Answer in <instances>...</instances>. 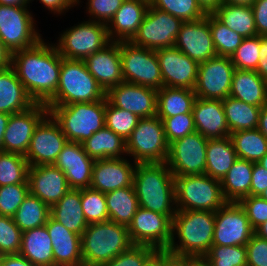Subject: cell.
Wrapping results in <instances>:
<instances>
[{
	"mask_svg": "<svg viewBox=\"0 0 267 266\" xmlns=\"http://www.w3.org/2000/svg\"><path fill=\"white\" fill-rule=\"evenodd\" d=\"M267 188V170L258 163H254L250 195L260 196Z\"/></svg>",
	"mask_w": 267,
	"mask_h": 266,
	"instance_id": "obj_57",
	"label": "cell"
},
{
	"mask_svg": "<svg viewBox=\"0 0 267 266\" xmlns=\"http://www.w3.org/2000/svg\"><path fill=\"white\" fill-rule=\"evenodd\" d=\"M172 226L173 220L167 215L138 207L128 231L133 244L165 253L172 240Z\"/></svg>",
	"mask_w": 267,
	"mask_h": 266,
	"instance_id": "obj_14",
	"label": "cell"
},
{
	"mask_svg": "<svg viewBox=\"0 0 267 266\" xmlns=\"http://www.w3.org/2000/svg\"><path fill=\"white\" fill-rule=\"evenodd\" d=\"M159 118L162 120L168 143L196 131L192 112Z\"/></svg>",
	"mask_w": 267,
	"mask_h": 266,
	"instance_id": "obj_52",
	"label": "cell"
},
{
	"mask_svg": "<svg viewBox=\"0 0 267 266\" xmlns=\"http://www.w3.org/2000/svg\"><path fill=\"white\" fill-rule=\"evenodd\" d=\"M19 254L35 265L54 266L52 241L46 225L22 233Z\"/></svg>",
	"mask_w": 267,
	"mask_h": 266,
	"instance_id": "obj_32",
	"label": "cell"
},
{
	"mask_svg": "<svg viewBox=\"0 0 267 266\" xmlns=\"http://www.w3.org/2000/svg\"><path fill=\"white\" fill-rule=\"evenodd\" d=\"M209 25L217 55L231 57L244 38L225 26L213 14H209Z\"/></svg>",
	"mask_w": 267,
	"mask_h": 266,
	"instance_id": "obj_43",
	"label": "cell"
},
{
	"mask_svg": "<svg viewBox=\"0 0 267 266\" xmlns=\"http://www.w3.org/2000/svg\"><path fill=\"white\" fill-rule=\"evenodd\" d=\"M212 14L243 38L257 35L251 6L221 4Z\"/></svg>",
	"mask_w": 267,
	"mask_h": 266,
	"instance_id": "obj_38",
	"label": "cell"
},
{
	"mask_svg": "<svg viewBox=\"0 0 267 266\" xmlns=\"http://www.w3.org/2000/svg\"><path fill=\"white\" fill-rule=\"evenodd\" d=\"M120 57L124 82L159 90L163 80L156 51L139 47L130 41L120 42Z\"/></svg>",
	"mask_w": 267,
	"mask_h": 266,
	"instance_id": "obj_10",
	"label": "cell"
},
{
	"mask_svg": "<svg viewBox=\"0 0 267 266\" xmlns=\"http://www.w3.org/2000/svg\"><path fill=\"white\" fill-rule=\"evenodd\" d=\"M83 61L87 70L105 92L124 82L120 57V42L111 41L102 50L89 55Z\"/></svg>",
	"mask_w": 267,
	"mask_h": 266,
	"instance_id": "obj_25",
	"label": "cell"
},
{
	"mask_svg": "<svg viewBox=\"0 0 267 266\" xmlns=\"http://www.w3.org/2000/svg\"><path fill=\"white\" fill-rule=\"evenodd\" d=\"M245 246L247 266H267V240L254 234Z\"/></svg>",
	"mask_w": 267,
	"mask_h": 266,
	"instance_id": "obj_55",
	"label": "cell"
},
{
	"mask_svg": "<svg viewBox=\"0 0 267 266\" xmlns=\"http://www.w3.org/2000/svg\"><path fill=\"white\" fill-rule=\"evenodd\" d=\"M196 98L192 89L163 86L157 90L156 115L158 117H171L192 112Z\"/></svg>",
	"mask_w": 267,
	"mask_h": 266,
	"instance_id": "obj_36",
	"label": "cell"
},
{
	"mask_svg": "<svg viewBox=\"0 0 267 266\" xmlns=\"http://www.w3.org/2000/svg\"><path fill=\"white\" fill-rule=\"evenodd\" d=\"M132 245L128 227L110 220L90 223L81 236L83 266H101Z\"/></svg>",
	"mask_w": 267,
	"mask_h": 266,
	"instance_id": "obj_4",
	"label": "cell"
},
{
	"mask_svg": "<svg viewBox=\"0 0 267 266\" xmlns=\"http://www.w3.org/2000/svg\"><path fill=\"white\" fill-rule=\"evenodd\" d=\"M169 143L162 120L156 115L140 118L131 136L126 140V156L136 163H164ZM129 154V155H128Z\"/></svg>",
	"mask_w": 267,
	"mask_h": 266,
	"instance_id": "obj_8",
	"label": "cell"
},
{
	"mask_svg": "<svg viewBox=\"0 0 267 266\" xmlns=\"http://www.w3.org/2000/svg\"><path fill=\"white\" fill-rule=\"evenodd\" d=\"M31 0H0V5L7 6H28Z\"/></svg>",
	"mask_w": 267,
	"mask_h": 266,
	"instance_id": "obj_67",
	"label": "cell"
},
{
	"mask_svg": "<svg viewBox=\"0 0 267 266\" xmlns=\"http://www.w3.org/2000/svg\"><path fill=\"white\" fill-rule=\"evenodd\" d=\"M22 233L12 217L0 215V255L19 254Z\"/></svg>",
	"mask_w": 267,
	"mask_h": 266,
	"instance_id": "obj_51",
	"label": "cell"
},
{
	"mask_svg": "<svg viewBox=\"0 0 267 266\" xmlns=\"http://www.w3.org/2000/svg\"><path fill=\"white\" fill-rule=\"evenodd\" d=\"M253 162L238 158L221 180L222 192L227 202H239L250 196Z\"/></svg>",
	"mask_w": 267,
	"mask_h": 266,
	"instance_id": "obj_34",
	"label": "cell"
},
{
	"mask_svg": "<svg viewBox=\"0 0 267 266\" xmlns=\"http://www.w3.org/2000/svg\"><path fill=\"white\" fill-rule=\"evenodd\" d=\"M149 5L180 18L183 22H194L206 16L196 0H149Z\"/></svg>",
	"mask_w": 267,
	"mask_h": 266,
	"instance_id": "obj_44",
	"label": "cell"
},
{
	"mask_svg": "<svg viewBox=\"0 0 267 266\" xmlns=\"http://www.w3.org/2000/svg\"><path fill=\"white\" fill-rule=\"evenodd\" d=\"M183 23L180 18L149 5L130 42L151 50L174 46Z\"/></svg>",
	"mask_w": 267,
	"mask_h": 266,
	"instance_id": "obj_12",
	"label": "cell"
},
{
	"mask_svg": "<svg viewBox=\"0 0 267 266\" xmlns=\"http://www.w3.org/2000/svg\"><path fill=\"white\" fill-rule=\"evenodd\" d=\"M87 10L90 14V21L109 24L116 11L125 0H87ZM93 19V20H92Z\"/></svg>",
	"mask_w": 267,
	"mask_h": 266,
	"instance_id": "obj_53",
	"label": "cell"
},
{
	"mask_svg": "<svg viewBox=\"0 0 267 266\" xmlns=\"http://www.w3.org/2000/svg\"><path fill=\"white\" fill-rule=\"evenodd\" d=\"M257 163L267 170V153Z\"/></svg>",
	"mask_w": 267,
	"mask_h": 266,
	"instance_id": "obj_70",
	"label": "cell"
},
{
	"mask_svg": "<svg viewBox=\"0 0 267 266\" xmlns=\"http://www.w3.org/2000/svg\"><path fill=\"white\" fill-rule=\"evenodd\" d=\"M192 113L196 131L205 138L230 136L222 100L196 98Z\"/></svg>",
	"mask_w": 267,
	"mask_h": 266,
	"instance_id": "obj_26",
	"label": "cell"
},
{
	"mask_svg": "<svg viewBox=\"0 0 267 266\" xmlns=\"http://www.w3.org/2000/svg\"><path fill=\"white\" fill-rule=\"evenodd\" d=\"M237 159L230 137L208 139L205 174L221 181Z\"/></svg>",
	"mask_w": 267,
	"mask_h": 266,
	"instance_id": "obj_33",
	"label": "cell"
},
{
	"mask_svg": "<svg viewBox=\"0 0 267 266\" xmlns=\"http://www.w3.org/2000/svg\"><path fill=\"white\" fill-rule=\"evenodd\" d=\"M47 108L70 142L82 143L105 126L106 98Z\"/></svg>",
	"mask_w": 267,
	"mask_h": 266,
	"instance_id": "obj_6",
	"label": "cell"
},
{
	"mask_svg": "<svg viewBox=\"0 0 267 266\" xmlns=\"http://www.w3.org/2000/svg\"><path fill=\"white\" fill-rule=\"evenodd\" d=\"M174 46L198 64L217 55L209 25V14L194 22H184Z\"/></svg>",
	"mask_w": 267,
	"mask_h": 266,
	"instance_id": "obj_20",
	"label": "cell"
},
{
	"mask_svg": "<svg viewBox=\"0 0 267 266\" xmlns=\"http://www.w3.org/2000/svg\"><path fill=\"white\" fill-rule=\"evenodd\" d=\"M62 56L41 39L35 46L11 55V67L35 103L46 104L59 85Z\"/></svg>",
	"mask_w": 267,
	"mask_h": 266,
	"instance_id": "obj_1",
	"label": "cell"
},
{
	"mask_svg": "<svg viewBox=\"0 0 267 266\" xmlns=\"http://www.w3.org/2000/svg\"><path fill=\"white\" fill-rule=\"evenodd\" d=\"M254 235L244 209L237 202H227L215 212L212 245L245 246Z\"/></svg>",
	"mask_w": 267,
	"mask_h": 266,
	"instance_id": "obj_16",
	"label": "cell"
},
{
	"mask_svg": "<svg viewBox=\"0 0 267 266\" xmlns=\"http://www.w3.org/2000/svg\"><path fill=\"white\" fill-rule=\"evenodd\" d=\"M215 213L181 210L173 217L172 240L165 254L169 257L205 256L213 242ZM178 237L177 242H175Z\"/></svg>",
	"mask_w": 267,
	"mask_h": 266,
	"instance_id": "obj_3",
	"label": "cell"
},
{
	"mask_svg": "<svg viewBox=\"0 0 267 266\" xmlns=\"http://www.w3.org/2000/svg\"><path fill=\"white\" fill-rule=\"evenodd\" d=\"M11 53L4 46L3 41L0 39V69L11 66Z\"/></svg>",
	"mask_w": 267,
	"mask_h": 266,
	"instance_id": "obj_63",
	"label": "cell"
},
{
	"mask_svg": "<svg viewBox=\"0 0 267 266\" xmlns=\"http://www.w3.org/2000/svg\"><path fill=\"white\" fill-rule=\"evenodd\" d=\"M158 266H181V265L175 258L169 257L165 253H160L158 255Z\"/></svg>",
	"mask_w": 267,
	"mask_h": 266,
	"instance_id": "obj_65",
	"label": "cell"
},
{
	"mask_svg": "<svg viewBox=\"0 0 267 266\" xmlns=\"http://www.w3.org/2000/svg\"><path fill=\"white\" fill-rule=\"evenodd\" d=\"M257 129L267 138V105L261 107Z\"/></svg>",
	"mask_w": 267,
	"mask_h": 266,
	"instance_id": "obj_64",
	"label": "cell"
},
{
	"mask_svg": "<svg viewBox=\"0 0 267 266\" xmlns=\"http://www.w3.org/2000/svg\"><path fill=\"white\" fill-rule=\"evenodd\" d=\"M50 217V207L38 197L28 194L18 207L13 219L22 232L46 224Z\"/></svg>",
	"mask_w": 267,
	"mask_h": 266,
	"instance_id": "obj_41",
	"label": "cell"
},
{
	"mask_svg": "<svg viewBox=\"0 0 267 266\" xmlns=\"http://www.w3.org/2000/svg\"><path fill=\"white\" fill-rule=\"evenodd\" d=\"M230 133L256 129L261 107L228 96L222 100Z\"/></svg>",
	"mask_w": 267,
	"mask_h": 266,
	"instance_id": "obj_39",
	"label": "cell"
},
{
	"mask_svg": "<svg viewBox=\"0 0 267 266\" xmlns=\"http://www.w3.org/2000/svg\"><path fill=\"white\" fill-rule=\"evenodd\" d=\"M130 162L124 156L95 160L90 188L106 194L122 187L133 186L137 163Z\"/></svg>",
	"mask_w": 267,
	"mask_h": 266,
	"instance_id": "obj_22",
	"label": "cell"
},
{
	"mask_svg": "<svg viewBox=\"0 0 267 266\" xmlns=\"http://www.w3.org/2000/svg\"><path fill=\"white\" fill-rule=\"evenodd\" d=\"M34 104L14 69L11 66L0 69V113H19Z\"/></svg>",
	"mask_w": 267,
	"mask_h": 266,
	"instance_id": "obj_29",
	"label": "cell"
},
{
	"mask_svg": "<svg viewBox=\"0 0 267 266\" xmlns=\"http://www.w3.org/2000/svg\"><path fill=\"white\" fill-rule=\"evenodd\" d=\"M133 186L139 207L167 215L176 214L174 175L164 163H137Z\"/></svg>",
	"mask_w": 267,
	"mask_h": 266,
	"instance_id": "obj_2",
	"label": "cell"
},
{
	"mask_svg": "<svg viewBox=\"0 0 267 266\" xmlns=\"http://www.w3.org/2000/svg\"><path fill=\"white\" fill-rule=\"evenodd\" d=\"M45 225L52 241L54 266H83L81 236L51 216Z\"/></svg>",
	"mask_w": 267,
	"mask_h": 266,
	"instance_id": "obj_27",
	"label": "cell"
},
{
	"mask_svg": "<svg viewBox=\"0 0 267 266\" xmlns=\"http://www.w3.org/2000/svg\"><path fill=\"white\" fill-rule=\"evenodd\" d=\"M205 256L211 266H247L246 246L212 245Z\"/></svg>",
	"mask_w": 267,
	"mask_h": 266,
	"instance_id": "obj_48",
	"label": "cell"
},
{
	"mask_svg": "<svg viewBox=\"0 0 267 266\" xmlns=\"http://www.w3.org/2000/svg\"><path fill=\"white\" fill-rule=\"evenodd\" d=\"M251 7L257 35L267 36V0H256Z\"/></svg>",
	"mask_w": 267,
	"mask_h": 266,
	"instance_id": "obj_56",
	"label": "cell"
},
{
	"mask_svg": "<svg viewBox=\"0 0 267 266\" xmlns=\"http://www.w3.org/2000/svg\"><path fill=\"white\" fill-rule=\"evenodd\" d=\"M238 158L257 163L267 153V138L256 128L230 133Z\"/></svg>",
	"mask_w": 267,
	"mask_h": 266,
	"instance_id": "obj_40",
	"label": "cell"
},
{
	"mask_svg": "<svg viewBox=\"0 0 267 266\" xmlns=\"http://www.w3.org/2000/svg\"><path fill=\"white\" fill-rule=\"evenodd\" d=\"M254 234L259 238L267 240V221L260 224L255 230Z\"/></svg>",
	"mask_w": 267,
	"mask_h": 266,
	"instance_id": "obj_68",
	"label": "cell"
},
{
	"mask_svg": "<svg viewBox=\"0 0 267 266\" xmlns=\"http://www.w3.org/2000/svg\"><path fill=\"white\" fill-rule=\"evenodd\" d=\"M107 100L115 107L136 114L140 118L156 116L157 90L122 82L106 92Z\"/></svg>",
	"mask_w": 267,
	"mask_h": 266,
	"instance_id": "obj_21",
	"label": "cell"
},
{
	"mask_svg": "<svg viewBox=\"0 0 267 266\" xmlns=\"http://www.w3.org/2000/svg\"><path fill=\"white\" fill-rule=\"evenodd\" d=\"M139 119L136 114L113 106L106 98L105 126L125 141L131 136Z\"/></svg>",
	"mask_w": 267,
	"mask_h": 266,
	"instance_id": "obj_45",
	"label": "cell"
},
{
	"mask_svg": "<svg viewBox=\"0 0 267 266\" xmlns=\"http://www.w3.org/2000/svg\"><path fill=\"white\" fill-rule=\"evenodd\" d=\"M10 114L0 113V151H3V136L7 127Z\"/></svg>",
	"mask_w": 267,
	"mask_h": 266,
	"instance_id": "obj_66",
	"label": "cell"
},
{
	"mask_svg": "<svg viewBox=\"0 0 267 266\" xmlns=\"http://www.w3.org/2000/svg\"><path fill=\"white\" fill-rule=\"evenodd\" d=\"M49 114L43 103H35L29 109L10 115L3 136V152L26 155L38 124Z\"/></svg>",
	"mask_w": 267,
	"mask_h": 266,
	"instance_id": "obj_18",
	"label": "cell"
},
{
	"mask_svg": "<svg viewBox=\"0 0 267 266\" xmlns=\"http://www.w3.org/2000/svg\"><path fill=\"white\" fill-rule=\"evenodd\" d=\"M149 7V0H125L107 24L110 41H130Z\"/></svg>",
	"mask_w": 267,
	"mask_h": 266,
	"instance_id": "obj_28",
	"label": "cell"
},
{
	"mask_svg": "<svg viewBox=\"0 0 267 266\" xmlns=\"http://www.w3.org/2000/svg\"><path fill=\"white\" fill-rule=\"evenodd\" d=\"M105 199L109 220L128 227L139 207L134 186L108 192Z\"/></svg>",
	"mask_w": 267,
	"mask_h": 266,
	"instance_id": "obj_37",
	"label": "cell"
},
{
	"mask_svg": "<svg viewBox=\"0 0 267 266\" xmlns=\"http://www.w3.org/2000/svg\"><path fill=\"white\" fill-rule=\"evenodd\" d=\"M207 142V138L195 131L169 143L165 163L173 175L205 174Z\"/></svg>",
	"mask_w": 267,
	"mask_h": 266,
	"instance_id": "obj_13",
	"label": "cell"
},
{
	"mask_svg": "<svg viewBox=\"0 0 267 266\" xmlns=\"http://www.w3.org/2000/svg\"><path fill=\"white\" fill-rule=\"evenodd\" d=\"M33 1V0H32ZM45 8L54 14H62L68 9L79 5L80 0H39Z\"/></svg>",
	"mask_w": 267,
	"mask_h": 266,
	"instance_id": "obj_58",
	"label": "cell"
},
{
	"mask_svg": "<svg viewBox=\"0 0 267 266\" xmlns=\"http://www.w3.org/2000/svg\"><path fill=\"white\" fill-rule=\"evenodd\" d=\"M0 266H38L30 262L21 254L0 255Z\"/></svg>",
	"mask_w": 267,
	"mask_h": 266,
	"instance_id": "obj_60",
	"label": "cell"
},
{
	"mask_svg": "<svg viewBox=\"0 0 267 266\" xmlns=\"http://www.w3.org/2000/svg\"><path fill=\"white\" fill-rule=\"evenodd\" d=\"M235 67L230 57H212L198 66L194 92L197 98L223 100L230 96Z\"/></svg>",
	"mask_w": 267,
	"mask_h": 266,
	"instance_id": "obj_15",
	"label": "cell"
},
{
	"mask_svg": "<svg viewBox=\"0 0 267 266\" xmlns=\"http://www.w3.org/2000/svg\"><path fill=\"white\" fill-rule=\"evenodd\" d=\"M174 182L177 211L197 210L215 213L227 203L221 181L207 174L174 176Z\"/></svg>",
	"mask_w": 267,
	"mask_h": 266,
	"instance_id": "obj_7",
	"label": "cell"
},
{
	"mask_svg": "<svg viewBox=\"0 0 267 266\" xmlns=\"http://www.w3.org/2000/svg\"><path fill=\"white\" fill-rule=\"evenodd\" d=\"M50 216L68 230L82 236L88 223L81 206V189H70L50 208Z\"/></svg>",
	"mask_w": 267,
	"mask_h": 266,
	"instance_id": "obj_31",
	"label": "cell"
},
{
	"mask_svg": "<svg viewBox=\"0 0 267 266\" xmlns=\"http://www.w3.org/2000/svg\"><path fill=\"white\" fill-rule=\"evenodd\" d=\"M27 180L30 194L50 208L70 190L65 174L53 164L29 166Z\"/></svg>",
	"mask_w": 267,
	"mask_h": 266,
	"instance_id": "obj_24",
	"label": "cell"
},
{
	"mask_svg": "<svg viewBox=\"0 0 267 266\" xmlns=\"http://www.w3.org/2000/svg\"><path fill=\"white\" fill-rule=\"evenodd\" d=\"M28 6L0 5V39L12 54L31 48L42 38Z\"/></svg>",
	"mask_w": 267,
	"mask_h": 266,
	"instance_id": "obj_11",
	"label": "cell"
},
{
	"mask_svg": "<svg viewBox=\"0 0 267 266\" xmlns=\"http://www.w3.org/2000/svg\"><path fill=\"white\" fill-rule=\"evenodd\" d=\"M30 193L28 183L0 187V215L14 217L18 207Z\"/></svg>",
	"mask_w": 267,
	"mask_h": 266,
	"instance_id": "obj_50",
	"label": "cell"
},
{
	"mask_svg": "<svg viewBox=\"0 0 267 266\" xmlns=\"http://www.w3.org/2000/svg\"><path fill=\"white\" fill-rule=\"evenodd\" d=\"M147 266H158V256Z\"/></svg>",
	"mask_w": 267,
	"mask_h": 266,
	"instance_id": "obj_71",
	"label": "cell"
},
{
	"mask_svg": "<svg viewBox=\"0 0 267 266\" xmlns=\"http://www.w3.org/2000/svg\"><path fill=\"white\" fill-rule=\"evenodd\" d=\"M160 253L153 247L144 245H132L117 257L101 266H147Z\"/></svg>",
	"mask_w": 267,
	"mask_h": 266,
	"instance_id": "obj_49",
	"label": "cell"
},
{
	"mask_svg": "<svg viewBox=\"0 0 267 266\" xmlns=\"http://www.w3.org/2000/svg\"><path fill=\"white\" fill-rule=\"evenodd\" d=\"M174 258L181 266H211L206 256H178Z\"/></svg>",
	"mask_w": 267,
	"mask_h": 266,
	"instance_id": "obj_61",
	"label": "cell"
},
{
	"mask_svg": "<svg viewBox=\"0 0 267 266\" xmlns=\"http://www.w3.org/2000/svg\"><path fill=\"white\" fill-rule=\"evenodd\" d=\"M106 98V92L90 74L83 60L62 57L59 85L46 106L95 102Z\"/></svg>",
	"mask_w": 267,
	"mask_h": 266,
	"instance_id": "obj_5",
	"label": "cell"
},
{
	"mask_svg": "<svg viewBox=\"0 0 267 266\" xmlns=\"http://www.w3.org/2000/svg\"><path fill=\"white\" fill-rule=\"evenodd\" d=\"M260 197L264 200H267V188L265 189V191L260 195Z\"/></svg>",
	"mask_w": 267,
	"mask_h": 266,
	"instance_id": "obj_72",
	"label": "cell"
},
{
	"mask_svg": "<svg viewBox=\"0 0 267 266\" xmlns=\"http://www.w3.org/2000/svg\"><path fill=\"white\" fill-rule=\"evenodd\" d=\"M196 1L206 14H212L221 4H223V0H196Z\"/></svg>",
	"mask_w": 267,
	"mask_h": 266,
	"instance_id": "obj_62",
	"label": "cell"
},
{
	"mask_svg": "<svg viewBox=\"0 0 267 266\" xmlns=\"http://www.w3.org/2000/svg\"><path fill=\"white\" fill-rule=\"evenodd\" d=\"M230 96L257 107H264L267 105V82L256 71L235 69Z\"/></svg>",
	"mask_w": 267,
	"mask_h": 266,
	"instance_id": "obj_30",
	"label": "cell"
},
{
	"mask_svg": "<svg viewBox=\"0 0 267 266\" xmlns=\"http://www.w3.org/2000/svg\"><path fill=\"white\" fill-rule=\"evenodd\" d=\"M28 168L24 155L0 151V187L28 183Z\"/></svg>",
	"mask_w": 267,
	"mask_h": 266,
	"instance_id": "obj_42",
	"label": "cell"
},
{
	"mask_svg": "<svg viewBox=\"0 0 267 266\" xmlns=\"http://www.w3.org/2000/svg\"><path fill=\"white\" fill-rule=\"evenodd\" d=\"M238 203L244 209L254 230L267 221V200L262 199L260 196L250 195L241 199Z\"/></svg>",
	"mask_w": 267,
	"mask_h": 266,
	"instance_id": "obj_54",
	"label": "cell"
},
{
	"mask_svg": "<svg viewBox=\"0 0 267 266\" xmlns=\"http://www.w3.org/2000/svg\"><path fill=\"white\" fill-rule=\"evenodd\" d=\"M94 161L82 143L68 141L53 165L65 174L70 189H83L91 185Z\"/></svg>",
	"mask_w": 267,
	"mask_h": 266,
	"instance_id": "obj_23",
	"label": "cell"
},
{
	"mask_svg": "<svg viewBox=\"0 0 267 266\" xmlns=\"http://www.w3.org/2000/svg\"><path fill=\"white\" fill-rule=\"evenodd\" d=\"M163 86L194 90L199 64L175 46L157 49Z\"/></svg>",
	"mask_w": 267,
	"mask_h": 266,
	"instance_id": "obj_19",
	"label": "cell"
},
{
	"mask_svg": "<svg viewBox=\"0 0 267 266\" xmlns=\"http://www.w3.org/2000/svg\"><path fill=\"white\" fill-rule=\"evenodd\" d=\"M260 36L244 38L230 57L235 69L256 71L260 59Z\"/></svg>",
	"mask_w": 267,
	"mask_h": 266,
	"instance_id": "obj_47",
	"label": "cell"
},
{
	"mask_svg": "<svg viewBox=\"0 0 267 266\" xmlns=\"http://www.w3.org/2000/svg\"><path fill=\"white\" fill-rule=\"evenodd\" d=\"M59 36L54 46L68 60H84L111 42L106 24L90 20L78 22Z\"/></svg>",
	"mask_w": 267,
	"mask_h": 266,
	"instance_id": "obj_9",
	"label": "cell"
},
{
	"mask_svg": "<svg viewBox=\"0 0 267 266\" xmlns=\"http://www.w3.org/2000/svg\"><path fill=\"white\" fill-rule=\"evenodd\" d=\"M67 142L60 125L48 114L35 128L25 158L29 166L52 165Z\"/></svg>",
	"mask_w": 267,
	"mask_h": 266,
	"instance_id": "obj_17",
	"label": "cell"
},
{
	"mask_svg": "<svg viewBox=\"0 0 267 266\" xmlns=\"http://www.w3.org/2000/svg\"><path fill=\"white\" fill-rule=\"evenodd\" d=\"M260 59L256 68L257 74L267 82V36H260Z\"/></svg>",
	"mask_w": 267,
	"mask_h": 266,
	"instance_id": "obj_59",
	"label": "cell"
},
{
	"mask_svg": "<svg viewBox=\"0 0 267 266\" xmlns=\"http://www.w3.org/2000/svg\"><path fill=\"white\" fill-rule=\"evenodd\" d=\"M256 0H223V4L252 6Z\"/></svg>",
	"mask_w": 267,
	"mask_h": 266,
	"instance_id": "obj_69",
	"label": "cell"
},
{
	"mask_svg": "<svg viewBox=\"0 0 267 266\" xmlns=\"http://www.w3.org/2000/svg\"><path fill=\"white\" fill-rule=\"evenodd\" d=\"M81 206L88 224L109 220L105 194L92 188L81 189Z\"/></svg>",
	"mask_w": 267,
	"mask_h": 266,
	"instance_id": "obj_46",
	"label": "cell"
},
{
	"mask_svg": "<svg viewBox=\"0 0 267 266\" xmlns=\"http://www.w3.org/2000/svg\"><path fill=\"white\" fill-rule=\"evenodd\" d=\"M84 151L94 160L122 158L127 154L126 141L106 126L82 142Z\"/></svg>",
	"mask_w": 267,
	"mask_h": 266,
	"instance_id": "obj_35",
	"label": "cell"
}]
</instances>
